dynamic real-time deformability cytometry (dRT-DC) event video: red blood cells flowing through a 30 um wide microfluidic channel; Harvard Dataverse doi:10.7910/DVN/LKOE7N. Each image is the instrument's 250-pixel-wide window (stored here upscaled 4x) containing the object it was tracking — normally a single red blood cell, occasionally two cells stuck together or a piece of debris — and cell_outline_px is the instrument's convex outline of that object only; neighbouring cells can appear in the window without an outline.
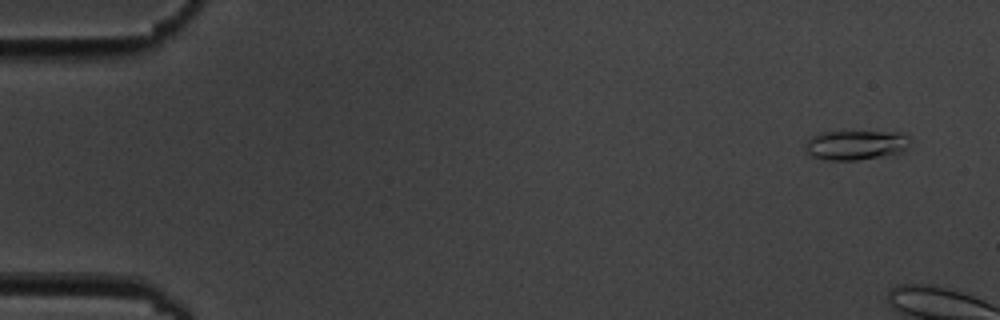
{"species": "common noctule bat (a hibernating species)", "species_latin": "Nyctalus noctula", "temperature_condition": "cold", "stored_images_in_passage": 7, "camera_frame_rate_fps": 3000, "um_per_image_px": 0.085, "animal": {"sex": "male", "body_mass_g": 19.5, "forearm_length_mm": 54.6}, "frame": {"image": 1, "passage_image": 1, "time_ms": 0.0, "image_size_px": [1000, 320], "cell_outline_px": [[912, 144], [904, 152], [856, 160], [824, 160], [812, 156], [804, 152], [804, 144], [812, 136], [820, 132], [900, 132], [908, 136], [912, 140]], "centroid_in_image_um": [72.75, 12.33], "position_along_channel_um": 12.2, "area_um2": 18.38}}
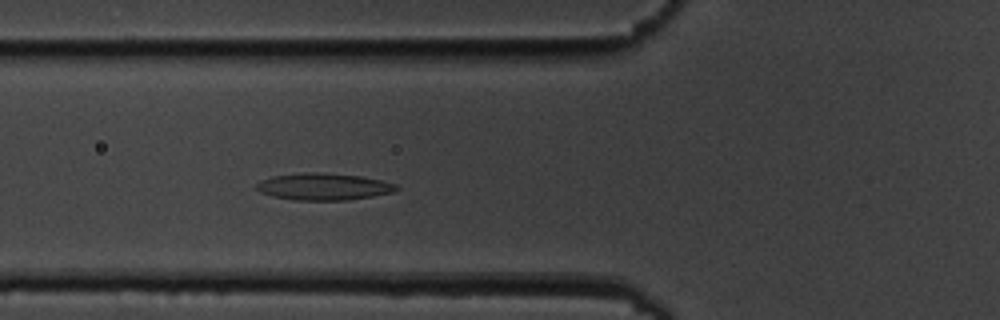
{"frame": {"image": 2, "passage_image": 7, "time_ms": 7.667, "image_size_px": [1000, 320], "cell_outline_px": [[400, 188], [392, 192], [372, 196], [348, 200], [296, 200], [272, 196], [260, 192], [256, 188], [256, 184], [260, 180], [272, 176], [304, 172], [316, 172], [360, 176], [380, 180], [396, 184]], "centroid_in_image_um": [27.48, 15.86], "position_along_channel_um": 98.3, "area_um2": 21.85}}